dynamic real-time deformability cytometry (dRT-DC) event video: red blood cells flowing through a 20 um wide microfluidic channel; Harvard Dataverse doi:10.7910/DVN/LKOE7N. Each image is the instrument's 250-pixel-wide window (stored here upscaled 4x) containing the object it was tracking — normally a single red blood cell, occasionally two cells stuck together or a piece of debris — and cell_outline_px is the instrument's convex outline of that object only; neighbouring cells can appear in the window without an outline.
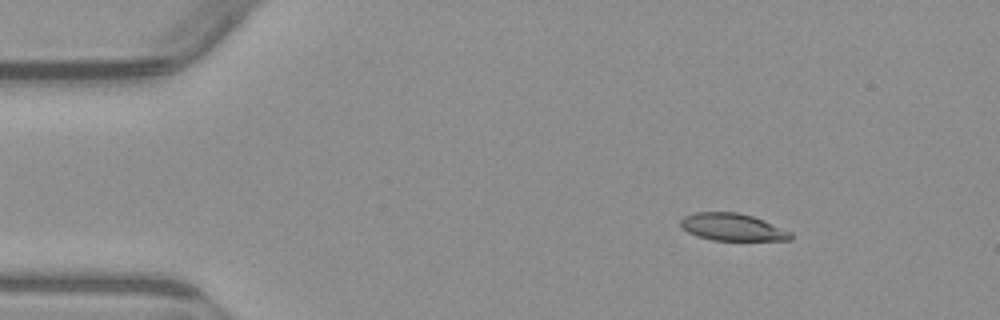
{"species": "common noctule bat (a hibernating species)", "species_latin": "Nyctalus noctula", "temperature_condition": "warm", "stored_images_in_passage": 5, "camera_frame_rate_fps": 3000, "um_per_image_px": 0.085, "animal": {"sex": "male", "body_mass_g": 23.1, "forearm_length_mm": 52.7}, "frame": {"image": 1, "passage_image": 2, "time_ms": 1.333, "image_size_px": [1000, 320], "cell_outline_px": [[792, 240], [712, 240], [688, 232], [680, 228], [680, 220], [684, 216], [696, 212], [736, 212], [752, 216], [764, 220], [792, 232]], "centroid_in_image_um": [62.25, 19.3], "position_along_channel_um": 22.7, "area_um2": 17.46}}
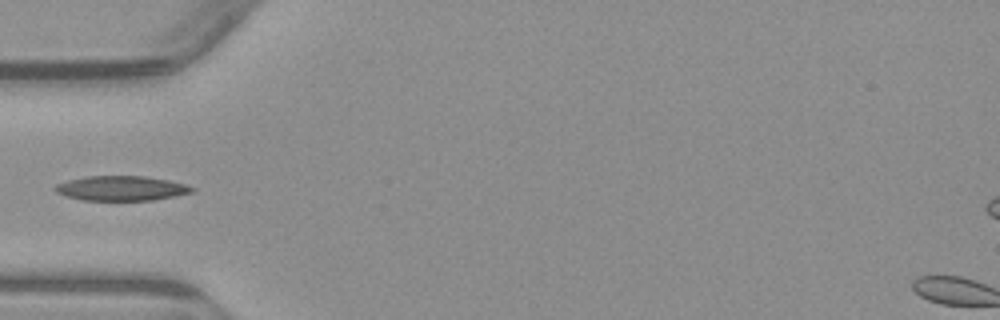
{"frame": {"image": 2, "passage_image": 5, "time_ms": 4.667, "image_size_px": [1000, 320], "cell_outline_px": [[196, 192], [152, 200], [84, 200], [68, 196], [56, 192], [52, 188], [56, 184], [68, 180], [88, 176], [144, 176], [168, 180], [184, 184], [196, 188]], "centroid_in_image_um": [10.33, 16.0], "position_along_channel_um": 74.7, "area_um2": 19.65}}